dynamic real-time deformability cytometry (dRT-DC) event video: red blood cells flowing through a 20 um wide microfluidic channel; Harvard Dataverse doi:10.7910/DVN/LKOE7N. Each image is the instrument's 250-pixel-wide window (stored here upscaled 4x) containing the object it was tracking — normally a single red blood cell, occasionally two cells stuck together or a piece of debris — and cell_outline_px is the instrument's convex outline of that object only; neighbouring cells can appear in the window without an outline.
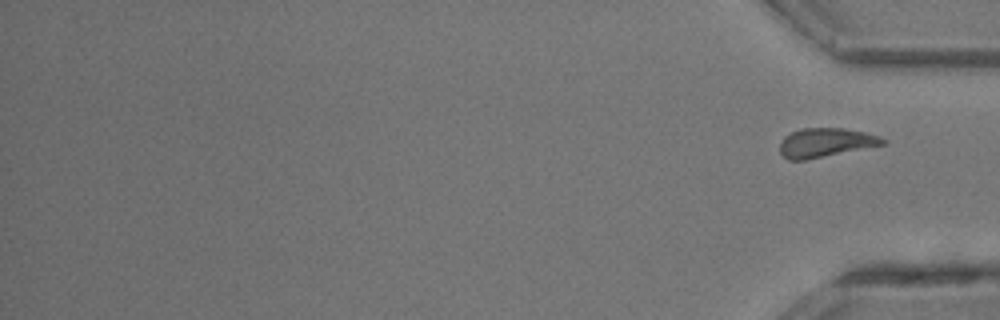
{"species": "common noctule bat (a hibernating species)", "species_latin": "Nyctalus noctula", "temperature_condition": "room temperature", "stored_images_in_passage": 35, "segment_of_instrument_passage": [2, 2], "camera_frame_rate_fps": 3000, "um_per_image_px": 0.085, "animal": {"sex": "male", "body_mass_g": 13.3}, "frame": {"image": 1, "passage_image": 35, "time_ms": 11.333, "image_size_px": [1000, 320], "cell_outline_px": [[884, 144], [804, 160], [788, 160], [780, 152], [780, 144], [784, 136], [792, 132], [804, 128], [844, 128], [864, 132], [880, 136], [884, 140]], "centroid_in_image_um": [70.14, 12.11], "position_along_channel_um": 365.1, "area_um2": 17.05}}